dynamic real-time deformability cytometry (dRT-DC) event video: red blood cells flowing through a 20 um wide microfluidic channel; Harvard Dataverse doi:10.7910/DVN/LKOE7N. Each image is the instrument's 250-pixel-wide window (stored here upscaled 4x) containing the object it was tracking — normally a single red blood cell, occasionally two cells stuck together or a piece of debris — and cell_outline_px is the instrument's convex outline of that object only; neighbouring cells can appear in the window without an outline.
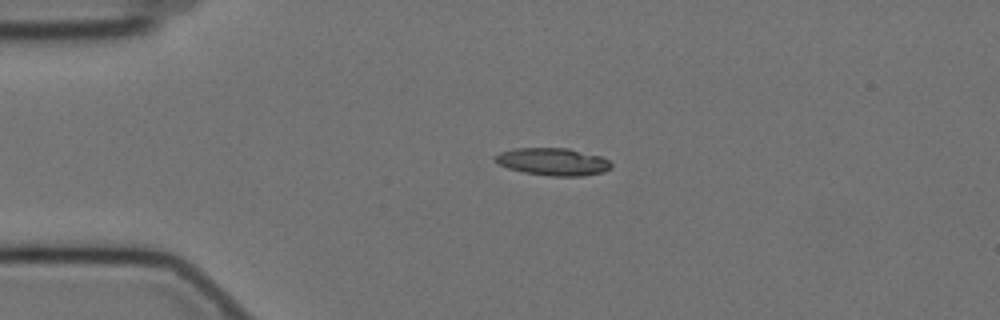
{"species": "Egyptian fruit bat (a non-hibernating species)", "species_latin": "Rousettus aegyptiacus", "temperature_condition": "cold", "stored_images_in_passage": 46, "camera_frame_rate_fps": 3000, "um_per_image_px": 0.085, "animal": {"sex": "female"}, "frame": {"image": 1, "passage_image": 1, "time_ms": 0.0, "image_size_px": [1000, 320], "cell_outline_px": [[612, 168], [604, 172], [584, 176], [548, 176], [524, 172], [508, 168], [492, 160], [492, 156], [500, 152], [512, 148], [568, 148], [600, 156], [608, 160], [612, 164]], "centroid_in_image_um": [46.98, 13.74], "position_along_channel_um": 38.0, "area_um2": 18.79}}
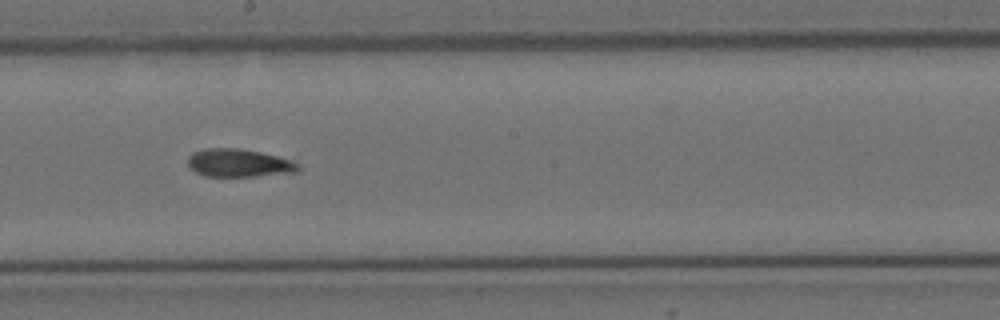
{"frame": {"image": 2, "passage_image": 20, "time_ms": 6.333, "image_size_px": [1000, 320], "cell_outline_px": [[300, 168], [296, 172], [256, 176], [204, 176], [188, 168], [188, 156], [192, 152], [204, 148], [240, 148], [260, 152], [292, 160], [300, 164]], "centroid_in_image_um": [20.27, 13.85], "position_along_channel_um": 227.9, "area_um2": 18.15}}
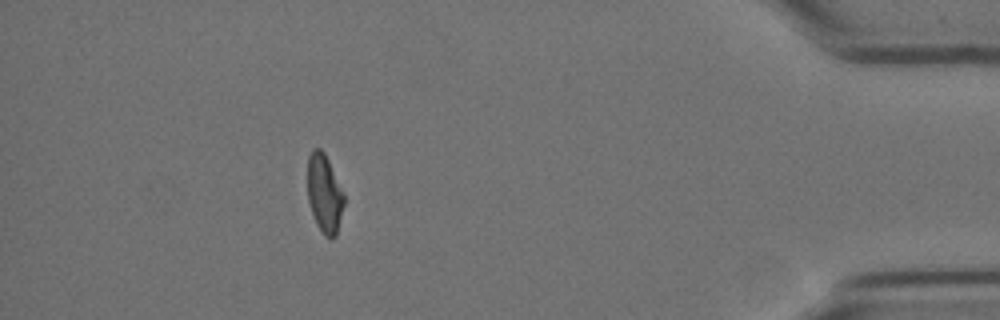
{"frame": {"image": 3, "passage_image": 40, "time_ms": 13.0, "image_size_px": [1000, 320], "cell_outline_px": [[344, 204], [336, 236], [332, 240], [324, 236], [316, 224], [308, 200], [308, 156], [312, 148], [320, 148], [324, 152], [344, 192]], "centroid_in_image_um": [27.58, 16.47], "position_along_channel_um": 407.6, "area_um2": 16.76}, "authors_computed_cell_mechanics": {"area_um2": 18.1492, "velocity_mm_per_s": 3.4824, "shape_relaxation_time_tau1_ms": 7.4915, "shape_relaxation_time_tau2_ms": 6.9696, "deformation_change_tau1": 0.1727, "deformation_change_tau2": 0.1694}}